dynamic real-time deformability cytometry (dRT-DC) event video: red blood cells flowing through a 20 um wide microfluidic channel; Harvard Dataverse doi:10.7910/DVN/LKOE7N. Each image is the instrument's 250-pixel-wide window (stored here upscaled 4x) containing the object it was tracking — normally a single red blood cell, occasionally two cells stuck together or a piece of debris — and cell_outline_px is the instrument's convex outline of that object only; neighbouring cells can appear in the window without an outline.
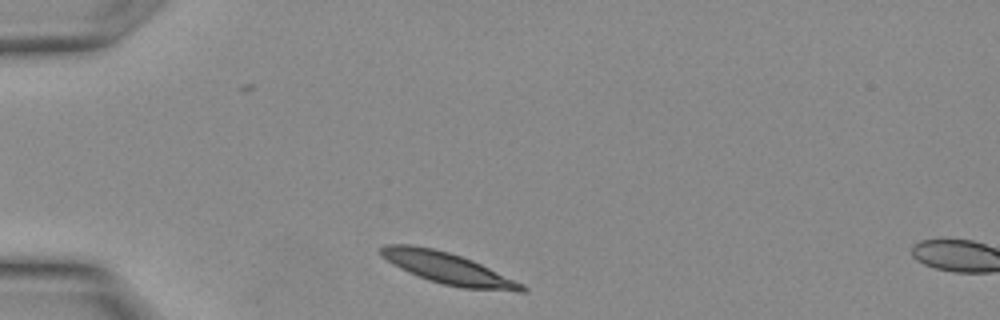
{"species": "Egyptian fruit bat (a non-hibernating species)", "species_latin": "Rousettus aegyptiacus", "temperature_condition": "warm", "stored_images_in_passage": 2, "camera_frame_rate_fps": 3000, "um_per_image_px": 0.085, "animal": {"sex": "female"}, "frame": {"image": 1, "passage_image": 2, "time_ms": 0.333, "image_size_px": [1000, 320], "cell_outline_px": [[528, 292], [516, 292], [460, 288], [428, 280], [408, 272], [392, 264], [380, 256], [380, 248], [384, 244], [408, 244], [432, 248], [448, 252], [472, 260], [524, 284], [528, 288]], "centroid_in_image_um": [38.09, 22.83], "position_along_channel_um": 46.9, "area_um2": 25.89}}